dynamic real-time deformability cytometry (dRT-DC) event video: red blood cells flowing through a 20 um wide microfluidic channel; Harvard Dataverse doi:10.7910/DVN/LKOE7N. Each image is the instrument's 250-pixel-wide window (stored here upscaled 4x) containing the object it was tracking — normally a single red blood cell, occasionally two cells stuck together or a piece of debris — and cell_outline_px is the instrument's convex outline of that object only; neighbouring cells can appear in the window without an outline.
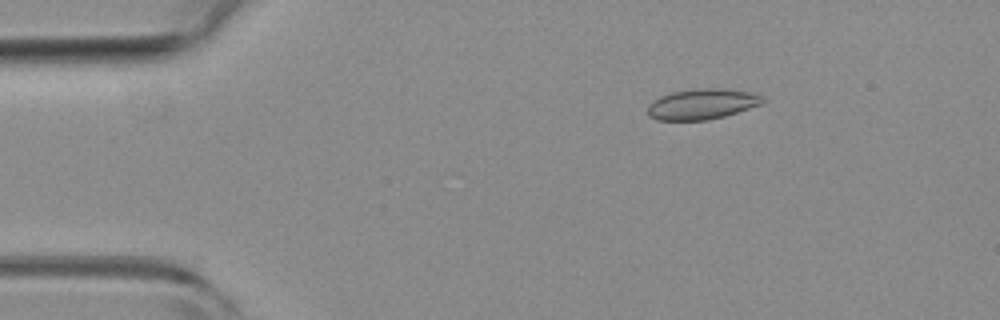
{"species": "common noctule bat (a hibernating species)", "species_latin": "Nyctalus noctula", "temperature_condition": "room temperature", "stored_images_in_passage": 5, "camera_frame_rate_fps": 3000, "um_per_image_px": 0.085, "animal": {"sex": "female", "body_mass_g": 19.3, "forearm_length_mm": 54.1}, "frame": {"image": 1, "passage_image": 3, "time_ms": 0.667, "image_size_px": [1000, 320], "cell_outline_px": [[764, 104], [724, 116], [708, 120], [656, 120], [648, 116], [648, 104], [652, 100], [660, 96], [672, 92], [700, 88], [728, 88], [752, 92], [764, 96]], "centroid_in_image_um": [59.7, 8.84], "position_along_channel_um": 25.3, "area_um2": 20.81}}